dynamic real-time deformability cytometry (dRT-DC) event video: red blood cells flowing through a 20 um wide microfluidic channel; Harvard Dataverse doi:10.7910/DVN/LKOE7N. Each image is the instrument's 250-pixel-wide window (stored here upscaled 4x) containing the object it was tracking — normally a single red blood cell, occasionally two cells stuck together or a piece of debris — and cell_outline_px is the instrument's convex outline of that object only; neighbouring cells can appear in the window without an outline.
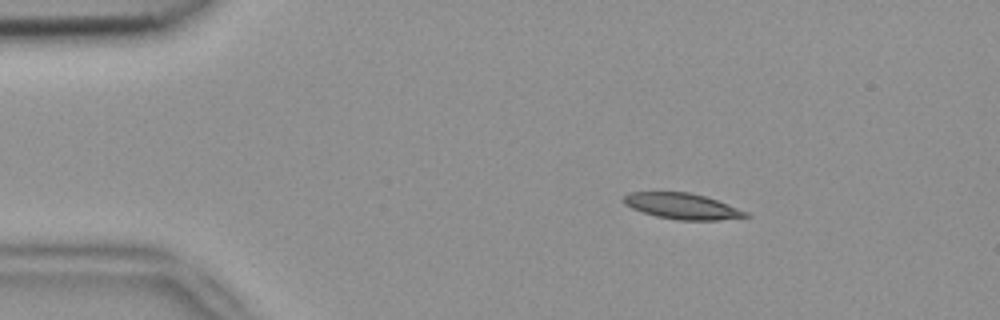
{"species": "common noctule bat (a hibernating species)", "species_latin": "Nyctalus noctula", "temperature_condition": "room temperature", "stored_images_in_passage": 2, "camera_frame_rate_fps": 3000, "um_per_image_px": 0.085, "animal": {"sex": "female", "body_mass_g": 18.4}, "frame": {"image": 1, "passage_image": 1, "time_ms": 0.0, "image_size_px": [1000, 320], "cell_outline_px": [[752, 216], [716, 220], [676, 220], [656, 216], [632, 208], [624, 204], [620, 200], [628, 192], [688, 192], [704, 196], [728, 204], [748, 212]], "centroid_in_image_um": [57.96, 17.52], "position_along_channel_um": 27.0, "area_um2": 18.38}}
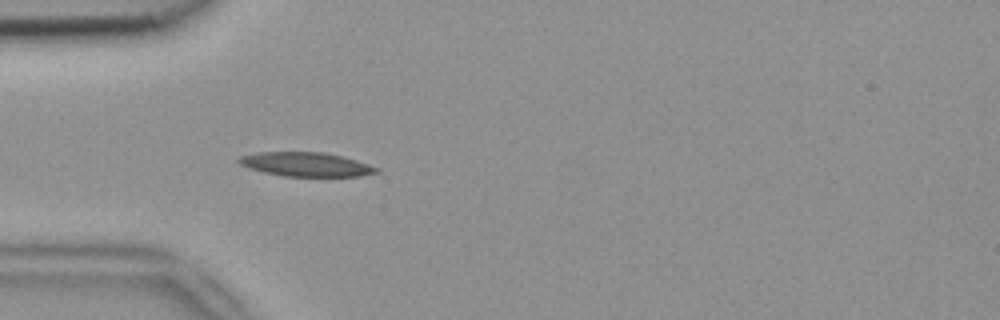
{"frame": {"image": 2, "passage_image": 2, "time_ms": 0.333, "image_size_px": [1000, 320], "cell_outline_px": [[380, 172], [360, 176], [284, 176], [264, 172], [248, 168], [240, 164], [236, 160], [240, 156], [256, 152], [324, 152], [344, 156], [380, 168]], "centroid_in_image_um": [26.02, 13.96], "position_along_channel_um": 59.0, "area_um2": 19.42}}